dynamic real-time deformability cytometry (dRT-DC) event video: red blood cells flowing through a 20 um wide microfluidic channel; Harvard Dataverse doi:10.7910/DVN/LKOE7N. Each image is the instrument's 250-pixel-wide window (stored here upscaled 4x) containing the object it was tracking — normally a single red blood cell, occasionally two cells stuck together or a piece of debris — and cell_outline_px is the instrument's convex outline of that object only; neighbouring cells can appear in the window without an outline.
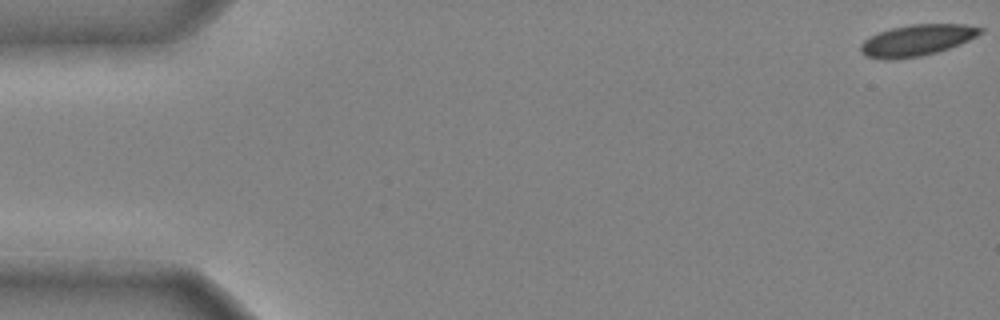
{"species": "common noctule bat (a hibernating species)", "species_latin": "Nyctalus noctula", "temperature_condition": "cold", "stored_images_in_passage": 8, "camera_frame_rate_fps": 3000, "um_per_image_px": 0.085, "animal": {"sex": "male", "body_mass_g": 20.4}, "frame": {"image": 1, "passage_image": 1, "time_ms": 0.0, "image_size_px": [1000, 320], "cell_outline_px": [[984, 32], [960, 44], [936, 52], [920, 56], [888, 60], [884, 60], [864, 56], [860, 52], [860, 44], [864, 40], [880, 32], [892, 28], [912, 24], [964, 24], [984, 28]], "centroid_in_image_um": [77.93, 3.42], "position_along_channel_um": 7.1, "area_um2": 21.73}}